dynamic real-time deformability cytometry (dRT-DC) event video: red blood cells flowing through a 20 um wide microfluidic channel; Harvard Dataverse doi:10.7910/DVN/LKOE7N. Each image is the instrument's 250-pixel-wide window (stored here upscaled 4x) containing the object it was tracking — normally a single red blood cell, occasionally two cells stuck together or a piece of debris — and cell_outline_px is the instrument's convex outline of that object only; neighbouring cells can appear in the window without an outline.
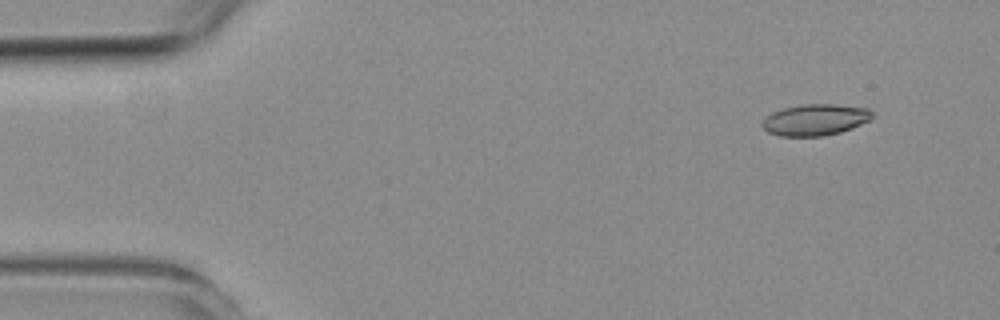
{"species": "common noctule bat (a hibernating species)", "species_latin": "Nyctalus noctula", "temperature_condition": "room temperature", "stored_images_in_passage": 4, "segment_of_instrument_passage": [2, 2], "camera_frame_rate_fps": 3000, "um_per_image_px": 0.085, "animal": {"sex": "female", "body_mass_g": 19.3, "forearm_length_mm": 54.1}, "frame": {"image": 1, "passage_image": 4, "time_ms": 4.333, "image_size_px": [1000, 320], "cell_outline_px": [[872, 116], [868, 120], [852, 128], [840, 132], [824, 136], [780, 136], [768, 132], [760, 124], [772, 112], [784, 108], [800, 104], [832, 104], [868, 108], [872, 112]], "centroid_in_image_um": [69.27, 10.18], "position_along_channel_um": 15.7, "area_um2": 19.94}}